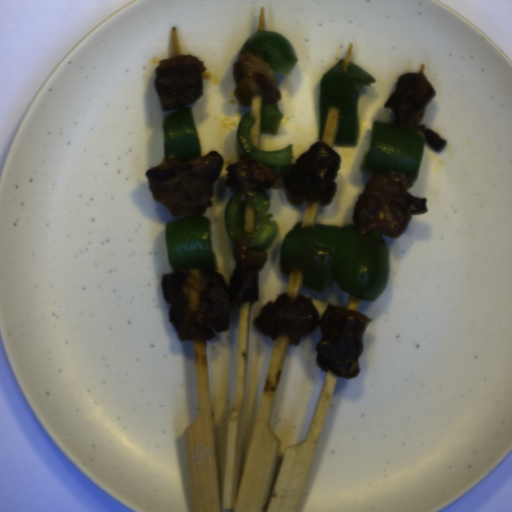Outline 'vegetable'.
<instances>
[{"label":"vegetable","instance_id":"vegetable-3","mask_svg":"<svg viewBox=\"0 0 512 512\" xmlns=\"http://www.w3.org/2000/svg\"><path fill=\"white\" fill-rule=\"evenodd\" d=\"M424 148V133L417 127L375 120L360 171L371 178L386 171H401L413 185L421 173Z\"/></svg>","mask_w":512,"mask_h":512},{"label":"vegetable","instance_id":"vegetable-5","mask_svg":"<svg viewBox=\"0 0 512 512\" xmlns=\"http://www.w3.org/2000/svg\"><path fill=\"white\" fill-rule=\"evenodd\" d=\"M436 92L420 72H406L396 82L395 90L390 94L384 107L389 108L395 118L394 125L416 127L423 133V140L436 154H440L447 145L434 130L420 124L426 114L430 101Z\"/></svg>","mask_w":512,"mask_h":512},{"label":"vegetable","instance_id":"vegetable-8","mask_svg":"<svg viewBox=\"0 0 512 512\" xmlns=\"http://www.w3.org/2000/svg\"><path fill=\"white\" fill-rule=\"evenodd\" d=\"M255 124H257L256 119L250 112L241 118L235 133L238 154L242 159L251 157L267 164L277 175L270 189L281 190L285 188V179L293 166L294 144H289L286 148L275 152L258 150L250 137Z\"/></svg>","mask_w":512,"mask_h":512},{"label":"vegetable","instance_id":"vegetable-6","mask_svg":"<svg viewBox=\"0 0 512 512\" xmlns=\"http://www.w3.org/2000/svg\"><path fill=\"white\" fill-rule=\"evenodd\" d=\"M270 201L265 191H256L250 204H239L233 194L224 208L226 230L236 244L243 234L250 238V250L264 251L274 242L279 226L268 213Z\"/></svg>","mask_w":512,"mask_h":512},{"label":"vegetable","instance_id":"vegetable-2","mask_svg":"<svg viewBox=\"0 0 512 512\" xmlns=\"http://www.w3.org/2000/svg\"><path fill=\"white\" fill-rule=\"evenodd\" d=\"M372 84H376L372 74L345 58L323 75L319 83L320 142L330 148L359 144V95Z\"/></svg>","mask_w":512,"mask_h":512},{"label":"vegetable","instance_id":"vegetable-1","mask_svg":"<svg viewBox=\"0 0 512 512\" xmlns=\"http://www.w3.org/2000/svg\"><path fill=\"white\" fill-rule=\"evenodd\" d=\"M283 276L300 270L303 287L324 293L328 279L360 300L374 302L383 293L391 270L389 245L372 230L359 234L356 224L344 227L298 222L279 250Z\"/></svg>","mask_w":512,"mask_h":512},{"label":"vegetable","instance_id":"vegetable-7","mask_svg":"<svg viewBox=\"0 0 512 512\" xmlns=\"http://www.w3.org/2000/svg\"><path fill=\"white\" fill-rule=\"evenodd\" d=\"M162 125L165 159L173 156L178 163H183L202 157L193 108L181 107L170 112Z\"/></svg>","mask_w":512,"mask_h":512},{"label":"vegetable","instance_id":"vegetable-9","mask_svg":"<svg viewBox=\"0 0 512 512\" xmlns=\"http://www.w3.org/2000/svg\"><path fill=\"white\" fill-rule=\"evenodd\" d=\"M242 50L266 61L277 75H290L298 61L289 39L280 32L259 30L243 43Z\"/></svg>","mask_w":512,"mask_h":512},{"label":"vegetable","instance_id":"vegetable-10","mask_svg":"<svg viewBox=\"0 0 512 512\" xmlns=\"http://www.w3.org/2000/svg\"><path fill=\"white\" fill-rule=\"evenodd\" d=\"M283 113L279 111L278 105L267 104L260 109V133L267 135L278 134L283 121Z\"/></svg>","mask_w":512,"mask_h":512},{"label":"vegetable","instance_id":"vegetable-4","mask_svg":"<svg viewBox=\"0 0 512 512\" xmlns=\"http://www.w3.org/2000/svg\"><path fill=\"white\" fill-rule=\"evenodd\" d=\"M166 244L173 271L217 268L210 220L205 216H180L167 222Z\"/></svg>","mask_w":512,"mask_h":512}]
</instances>
